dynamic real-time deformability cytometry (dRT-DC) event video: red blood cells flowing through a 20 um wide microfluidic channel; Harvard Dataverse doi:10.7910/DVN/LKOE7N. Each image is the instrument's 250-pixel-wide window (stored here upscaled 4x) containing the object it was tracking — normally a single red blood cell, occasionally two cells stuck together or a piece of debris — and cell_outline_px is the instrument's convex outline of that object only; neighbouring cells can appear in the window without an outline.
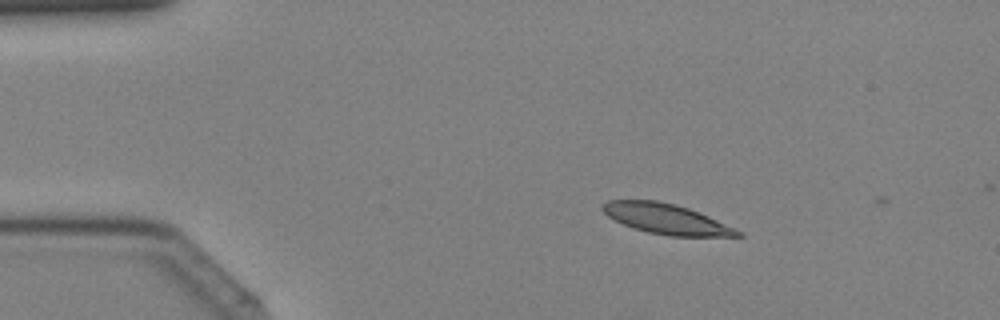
{"species": "Egyptian fruit bat (a non-hibernating species)", "species_latin": "Rousettus aegyptiacus", "temperature_condition": "cold", "stored_images_in_passage": 8, "camera_frame_rate_fps": 3000, "um_per_image_px": 0.085, "animal": {"sex": "female"}, "frame": {"image": 1, "passage_image": 7, "time_ms": 2.0, "image_size_px": [1000, 320], "cell_outline_px": [[744, 236], [668, 236], [648, 232], [624, 224], [608, 216], [600, 208], [608, 200], [656, 200], [676, 204], [700, 212], [740, 232]], "centroid_in_image_um": [56.59, 18.6], "position_along_channel_um": 28.4, "area_um2": 23.29}}